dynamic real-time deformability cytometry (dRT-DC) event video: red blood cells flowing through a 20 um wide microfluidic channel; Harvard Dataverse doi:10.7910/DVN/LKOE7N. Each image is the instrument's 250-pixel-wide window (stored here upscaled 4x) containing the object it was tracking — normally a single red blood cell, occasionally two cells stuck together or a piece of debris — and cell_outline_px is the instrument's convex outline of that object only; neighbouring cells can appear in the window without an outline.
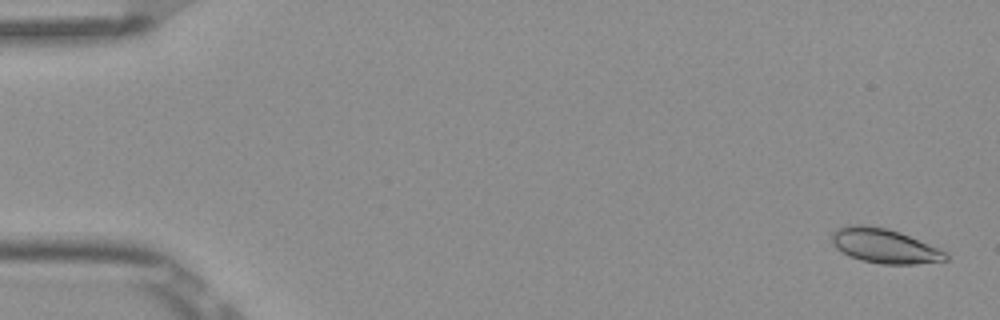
{"species": "Egyptian fruit bat (a non-hibernating species)", "species_latin": "Rousettus aegyptiacus", "temperature_condition": "room temperature", "stored_images_in_passage": 5, "camera_frame_rate_fps": 3000, "um_per_image_px": 0.085, "frame": {"image": 1, "passage_image": 1, "time_ms": 0.0, "image_size_px": [1000, 320], "cell_outline_px": [[948, 260], [916, 264], [880, 264], [860, 260], [848, 256], [836, 248], [832, 244], [832, 232], [836, 228], [848, 224], [860, 224], [884, 228], [900, 232], [936, 248], [944, 252], [948, 256]], "centroid_in_image_um": [75.1, 20.9], "position_along_channel_um": 9.9, "area_um2": 22.77}}
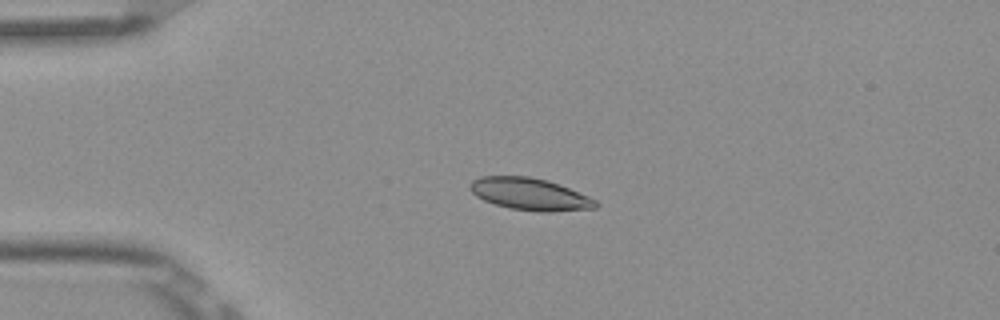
{"frame": {"image": 2, "passage_image": 4, "time_ms": 1.0, "image_size_px": [1000, 320], "cell_outline_px": [[600, 204], [596, 208], [552, 212], [540, 212], [512, 208], [496, 204], [484, 200], [476, 196], [468, 188], [472, 180], [480, 176], [528, 176], [548, 180], [560, 184], [588, 196], [596, 200]], "centroid_in_image_um": [45.06, 16.49], "position_along_channel_um": 39.9, "area_um2": 23.58}}